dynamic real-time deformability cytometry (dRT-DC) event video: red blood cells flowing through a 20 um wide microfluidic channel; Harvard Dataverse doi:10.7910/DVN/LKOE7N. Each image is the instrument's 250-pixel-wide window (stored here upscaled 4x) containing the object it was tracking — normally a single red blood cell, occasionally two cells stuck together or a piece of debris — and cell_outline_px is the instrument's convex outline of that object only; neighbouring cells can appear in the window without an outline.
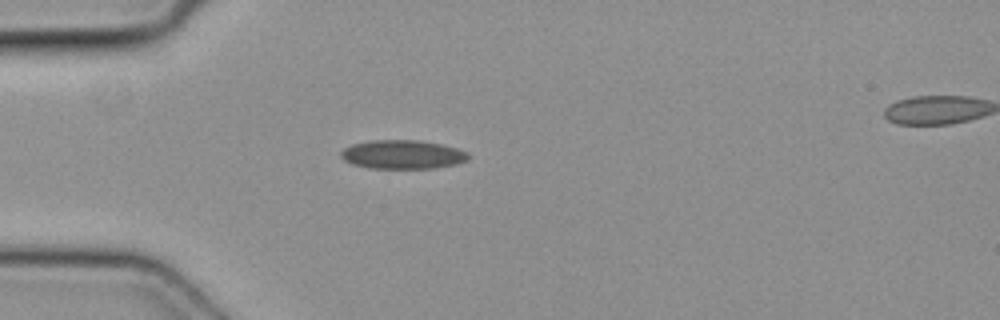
{"species": "common noctule bat (a hibernating species)", "species_latin": "Nyctalus noctula", "temperature_condition": "cold", "stored_images_in_passage": 13, "camera_frame_rate_fps": 3000, "um_per_image_px": 0.085, "animal": {"sex": "female", "body_mass_g": 19.3, "forearm_length_mm": 54.1}, "frame": {"image": 1, "passage_image": 9, "time_ms": 2.667, "image_size_px": [1000, 320], "cell_outline_px": [[468, 160], [456, 164], [432, 168], [368, 168], [352, 164], [344, 160], [340, 156], [340, 152], [344, 148], [352, 144], [368, 140], [420, 140], [440, 144], [456, 148], [468, 152]], "centroid_in_image_um": [34.18, 13.13], "position_along_channel_um": 50.8, "area_um2": 21.44}}